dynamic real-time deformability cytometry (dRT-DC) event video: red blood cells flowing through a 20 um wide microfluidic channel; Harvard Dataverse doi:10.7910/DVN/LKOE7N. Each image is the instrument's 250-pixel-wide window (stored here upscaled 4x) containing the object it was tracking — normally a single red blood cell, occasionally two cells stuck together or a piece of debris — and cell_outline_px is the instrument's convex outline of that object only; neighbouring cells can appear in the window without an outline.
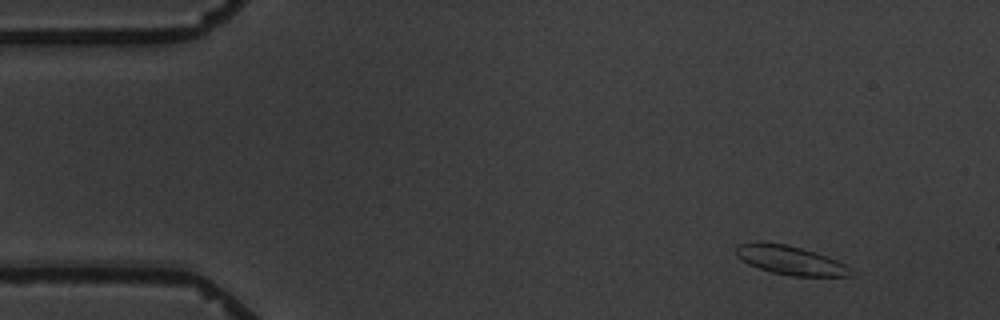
{"species": "common noctule bat (a hibernating species)", "species_latin": "Nyctalus noctula", "temperature_condition": "warm", "stored_images_in_passage": 14, "camera_frame_rate_fps": 3000, "um_per_image_px": 0.085, "animal": {"sex": "male", "body_mass_g": 19.5, "forearm_length_mm": 54.6}, "frame": {"image": 1, "passage_image": 1, "time_ms": 0.0, "image_size_px": [1000, 320], "cell_outline_px": [[856, 272], [852, 276], [796, 276], [772, 272], [748, 264], [736, 256], [736, 248], [740, 244], [788, 244], [828, 256], [852, 268]], "centroid_in_image_um": [67.28, 22.15], "position_along_channel_um": 17.7, "area_um2": 18.9}}
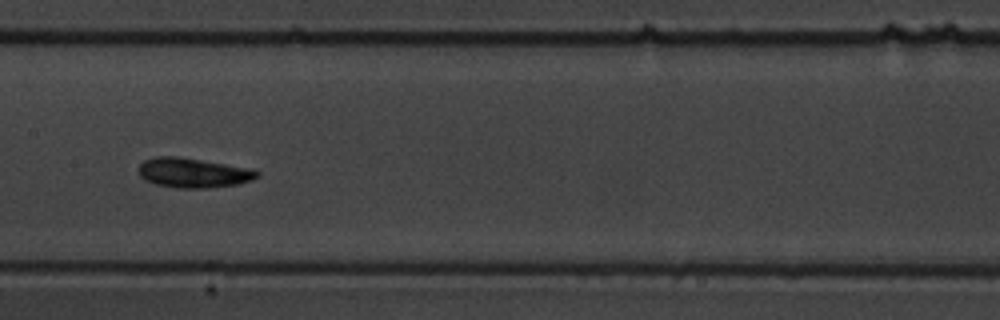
{"frame": {"image": 2, "passage_image": 7, "time_ms": 7.667, "image_size_px": [1000, 320], "cell_outline_px": [[260, 176], [252, 180], [236, 184], [208, 188], [180, 188], [156, 184], [144, 180], [140, 176], [136, 168], [144, 160], [152, 156], [180, 156], [252, 168], [260, 172]], "centroid_in_image_um": [16.41, 14.67], "position_along_channel_um": 191.0, "area_um2": 20.87}}
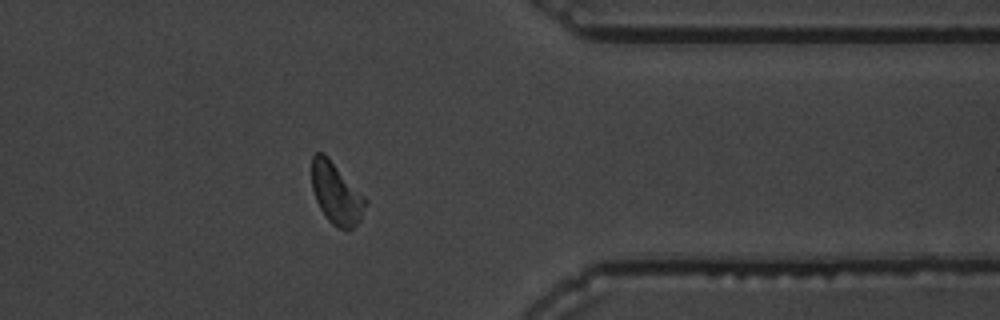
{"frame": {"image": 3, "passage_image": 12, "time_ms": 13.667, "image_size_px": [1000, 320], "cell_outline_px": [[368, 204], [360, 220], [352, 228], [336, 228], [328, 220], [320, 208], [316, 200], [312, 188], [312, 156], [316, 152], [324, 152], [328, 156], [368, 200]], "centroid_in_image_um": [28.59, 16.42], "position_along_channel_um": 382.8, "area_um2": 19.25}, "authors_computed_cell_mechanics": {"area_um2": 18.9873, "velocity_mm_per_s": 3.433, "shape_relaxation_time_tau1_ms": 2.8421, "shape_relaxation_time_tau2_ms": 4.9624, "deformation_change_tau1": 0.1171, "deformation_change_tau2": 0.1033}}